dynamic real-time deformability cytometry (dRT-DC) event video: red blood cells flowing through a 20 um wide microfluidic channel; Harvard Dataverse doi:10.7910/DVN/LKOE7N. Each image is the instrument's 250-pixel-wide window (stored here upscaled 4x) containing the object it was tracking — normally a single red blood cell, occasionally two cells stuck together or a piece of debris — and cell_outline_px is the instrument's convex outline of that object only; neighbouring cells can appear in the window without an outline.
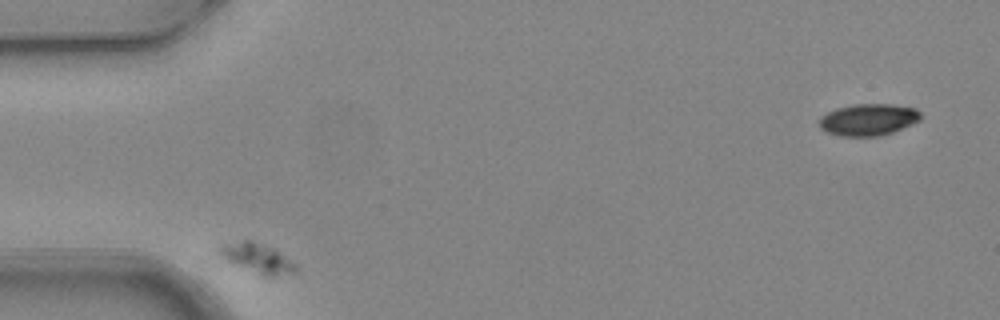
{"species": "common noctule bat (a hibernating species)", "species_latin": "Nyctalus noctula", "temperature_condition": "warm", "stored_images_in_passage": 6, "camera_frame_rate_fps": 3000, "um_per_image_px": 0.085, "animal": {"sex": "female", "body_mass_g": 24.6, "forearm_length_mm": 56.2}, "frame": {"image": 1, "passage_image": 1, "time_ms": 0.0, "image_size_px": [1000, 320], "cell_outline_px": [[296, 272], [272, 276], [264, 276], [224, 256], [220, 252], [220, 248], [224, 244], [244, 240], [252, 240], [276, 248], [292, 260], [296, 264]], "centroid_in_image_um": [22.02, 21.91], "position_along_channel_um": 63.0, "area_um2": 12.48}}
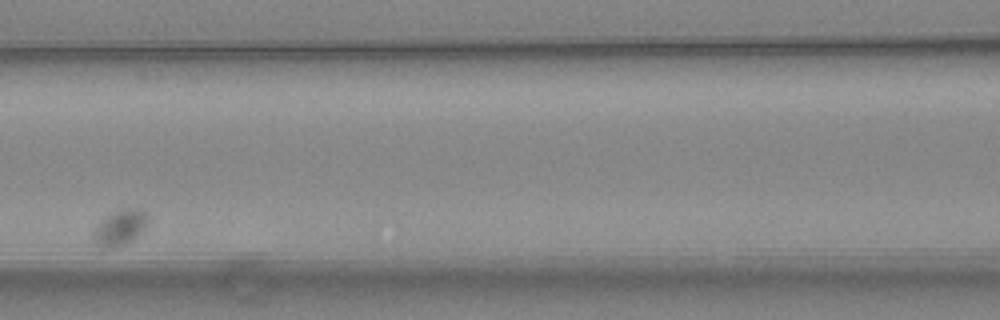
{"frame": {"image": 2, "passage_image": 3, "time_ms": 0.667, "image_size_px": [1000, 320], "cell_outline_px": [[148, 220], [140, 232], [116, 248], [100, 248], [92, 236], [92, 232], [104, 216], [120, 208], [136, 208], [144, 212], [148, 216]], "centroid_in_image_um": [10.13, 19.32], "position_along_channel_um": 156.5, "area_um2": 11.04}}
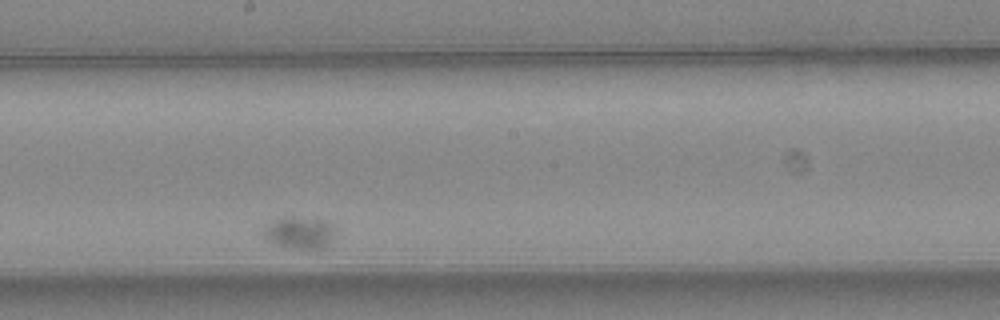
{"frame": {"image": 3, "passage_image": 5, "time_ms": 1.333, "image_size_px": [1000, 320], "cell_outline_px": [[332, 236], [328, 244], [320, 248], [300, 248], [276, 244], [264, 236], [260, 232], [264, 228], [276, 220], [284, 216], [288, 216], [320, 220], [328, 224], [332, 228]], "centroid_in_image_um": [25.39, 19.76], "position_along_channel_um": 222.8, "area_um2": 12.54}}